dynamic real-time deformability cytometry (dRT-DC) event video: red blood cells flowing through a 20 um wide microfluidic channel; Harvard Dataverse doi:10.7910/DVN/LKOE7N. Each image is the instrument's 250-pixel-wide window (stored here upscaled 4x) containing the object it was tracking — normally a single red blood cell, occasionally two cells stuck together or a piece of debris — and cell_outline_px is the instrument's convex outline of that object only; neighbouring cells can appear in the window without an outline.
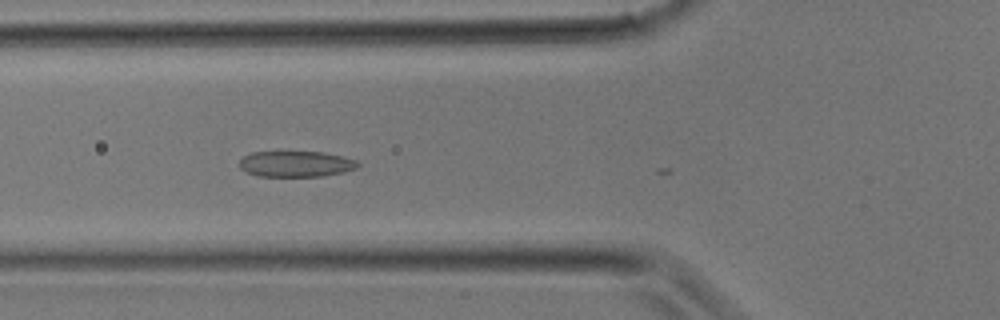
{"species": "common noctule bat (a hibernating species)", "species_latin": "Nyctalus noctula", "temperature_condition": "room temperature", "stored_images_in_passage": 7, "camera_frame_rate_fps": 3000, "um_per_image_px": 0.085, "animal": {"sex": "male", "body_mass_g": 17.9}, "frame": {"image": 1, "passage_image": 4, "time_ms": 1.0, "image_size_px": [1000, 320], "cell_outline_px": [[360, 164], [356, 168], [344, 172], [320, 176], [260, 176], [244, 172], [240, 168], [240, 160], [244, 156], [252, 152], [324, 152], [344, 156], [356, 160]], "centroid_in_image_um": [25.16, 13.93], "position_along_channel_um": 100.6, "area_um2": 17.86}}
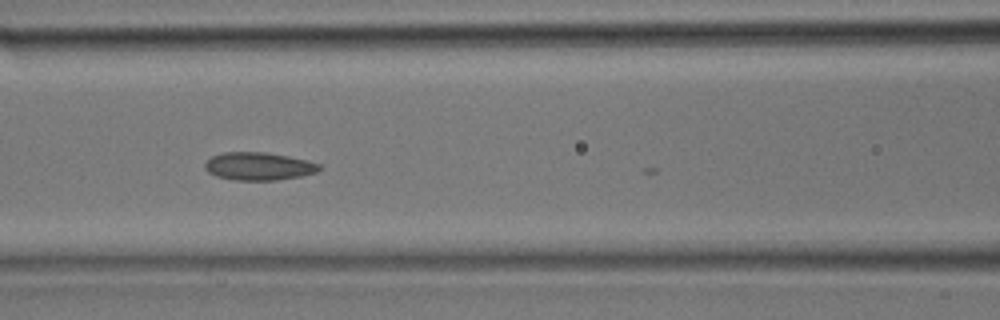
{"frame": {"image": 2, "passage_image": 6, "time_ms": 1.667, "image_size_px": [1000, 320], "cell_outline_px": [[324, 168], [316, 172], [300, 176], [276, 180], [236, 180], [216, 176], [208, 172], [204, 168], [204, 164], [212, 156], [224, 152], [264, 152], [288, 156], [308, 160], [320, 164]], "centroid_in_image_um": [22.01, 14.13], "position_along_channel_um": 144.6, "area_um2": 18.61}}